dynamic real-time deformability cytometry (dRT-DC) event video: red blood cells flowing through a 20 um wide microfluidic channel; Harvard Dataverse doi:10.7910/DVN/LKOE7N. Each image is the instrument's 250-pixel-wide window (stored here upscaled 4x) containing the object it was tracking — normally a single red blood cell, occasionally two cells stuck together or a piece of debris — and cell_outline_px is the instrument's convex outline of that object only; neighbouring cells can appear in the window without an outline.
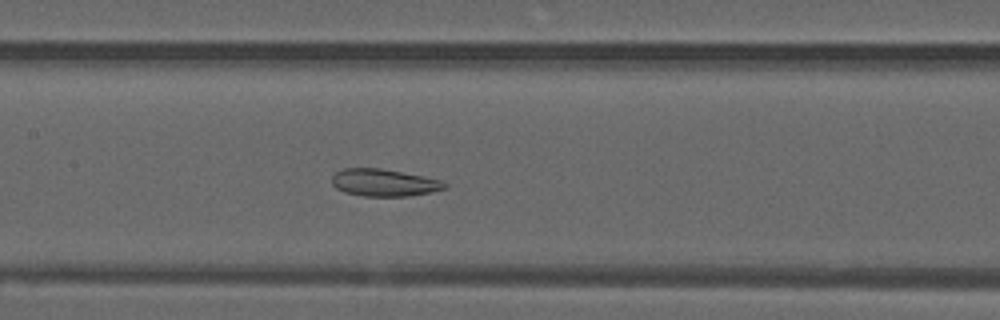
{"species": "common noctule bat (a hibernating species)", "species_latin": "Nyctalus noctula", "temperature_condition": "warm", "stored_images_in_passage": 50, "camera_frame_rate_fps": 3000, "um_per_image_px": 0.085, "animal": {"sex": "male", "forearm_length_mm": 52.5}, "frame": {"image": 1, "passage_image": 23, "time_ms": 7.333, "image_size_px": [1000, 320], "cell_outline_px": [[448, 188], [432, 192], [408, 196], [364, 196], [344, 192], [336, 188], [332, 184], [332, 176], [336, 172], [344, 168], [380, 168], [424, 176], [444, 180], [448, 184]], "centroid_in_image_um": [32.69, 15.52], "position_along_channel_um": 174.7, "area_um2": 18.09}}
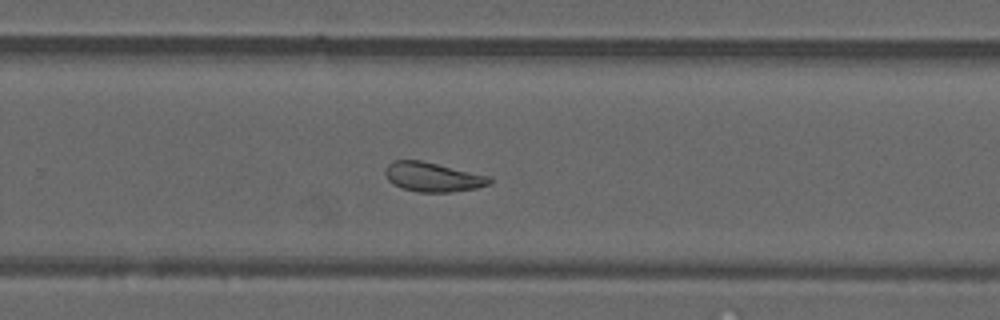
{"frame": {"image": 2, "passage_image": 32, "time_ms": 10.333, "image_size_px": [1000, 320], "cell_outline_px": [[492, 180], [488, 184], [476, 188], [452, 192], [416, 192], [392, 184], [388, 180], [384, 172], [388, 164], [392, 160], [420, 160], [492, 176]], "centroid_in_image_um": [36.78, 15.04], "position_along_channel_um": 293.0, "area_um2": 17.92}}
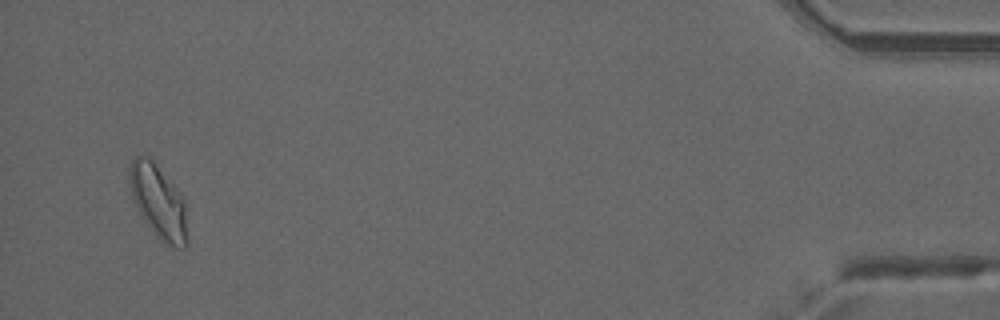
{"frame": {"image": 3, "passage_image": 48, "time_ms": 15.667, "image_size_px": [1000, 320], "cell_outline_px": [[188, 244], [184, 248], [176, 248], [160, 240], [156, 236], [144, 220], [136, 208], [132, 200], [128, 180], [128, 168], [132, 160], [136, 156], [148, 156], [152, 160], [188, 200]], "centroid_in_image_um": [13.52, 17.17], "position_along_channel_um": 421.7, "area_um2": 25.84}, "authors_computed_cell_mechanics": {"area_um2": 21.0392, "velocity_mm_per_s": 3.9587, "shape_relaxation_time_tau1_ms": null, "shape_relaxation_time_tau2_ms": 2.9755, "deformation_change_tau1": null, "deformation_change_tau2": 0.0959}}